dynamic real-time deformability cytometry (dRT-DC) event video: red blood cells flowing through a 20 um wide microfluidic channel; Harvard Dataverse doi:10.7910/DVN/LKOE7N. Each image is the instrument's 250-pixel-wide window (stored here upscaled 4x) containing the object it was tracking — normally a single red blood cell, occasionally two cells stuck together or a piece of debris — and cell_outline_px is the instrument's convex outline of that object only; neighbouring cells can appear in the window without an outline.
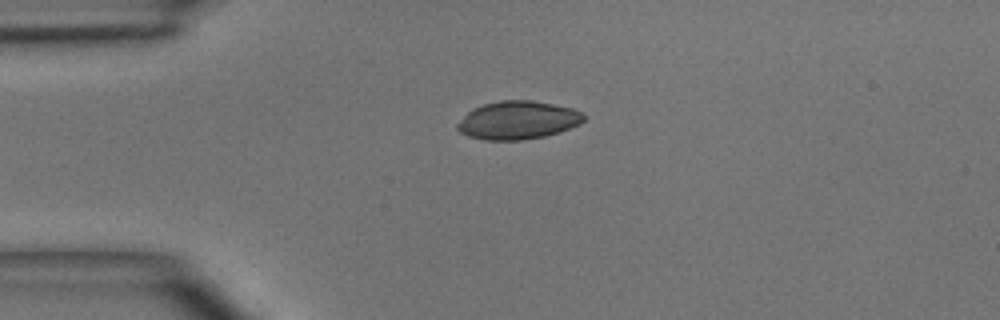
{"species": "common noctule bat (a hibernating species)", "species_latin": "Nyctalus noctula", "temperature_condition": "room temperature", "stored_images_in_passage": 4, "camera_frame_rate_fps": 3000, "um_per_image_px": 0.085, "animal": {"sex": "male", "body_mass_g": 15.6}, "frame": {"image": 1, "passage_image": 4, "time_ms": 4.333, "image_size_px": [1000, 320], "cell_outline_px": [[584, 120], [580, 124], [560, 132], [544, 136], [520, 140], [484, 140], [468, 136], [460, 132], [456, 128], [456, 124], [472, 108], [484, 104], [500, 100], [532, 100], [572, 108], [580, 112], [584, 116]], "centroid_in_image_um": [43.99, 10.22], "position_along_channel_um": 41.0, "area_um2": 28.09}}